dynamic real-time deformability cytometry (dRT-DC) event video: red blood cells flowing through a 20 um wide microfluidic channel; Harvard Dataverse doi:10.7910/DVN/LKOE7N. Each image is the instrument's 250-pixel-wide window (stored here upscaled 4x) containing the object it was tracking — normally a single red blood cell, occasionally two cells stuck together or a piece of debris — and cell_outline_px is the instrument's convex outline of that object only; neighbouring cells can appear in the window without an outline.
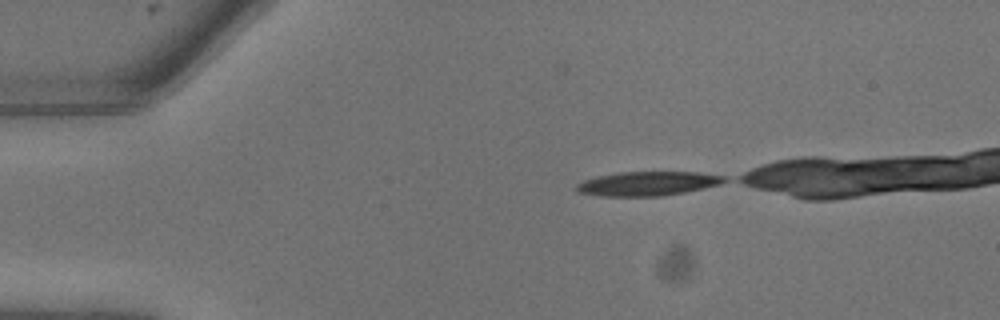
{"species": "common noctule bat (a hibernating species)", "species_latin": "Nyctalus noctula", "temperature_condition": "warm", "stored_images_in_passage": 9, "camera_frame_rate_fps": 3000, "um_per_image_px": 0.085, "animal": {"sex": "male", "body_mass_g": 13.3}, "frame": {"image": 1, "passage_image": 1, "time_ms": 0.0, "image_size_px": [1000, 320], "cell_outline_px": [[728, 180], [720, 184], [704, 188], [684, 192], [660, 196], [600, 196], [580, 192], [576, 188], [576, 184], [584, 180], [600, 176], [620, 172], [700, 172], [728, 176]], "centroid_in_image_um": [55.12, 15.6], "position_along_channel_um": 29.9, "area_um2": 20.75}}
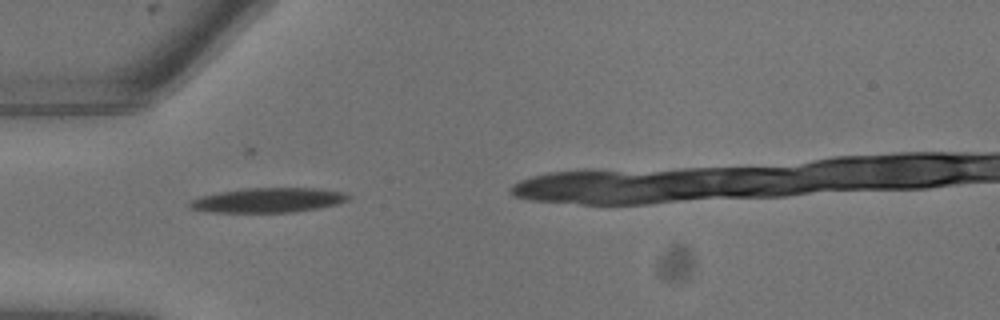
{"frame": {"image": 2, "passage_image": 4, "time_ms": 1.0, "image_size_px": [1000, 320], "cell_outline_px": [[352, 196], [348, 200], [336, 204], [296, 212], [204, 212], [188, 208], [188, 204], [192, 200], [200, 196], [220, 192], [244, 188], [316, 188], [344, 192]], "centroid_in_image_um": [22.77, 17.01], "position_along_channel_um": 62.2, "area_um2": 22.83}}
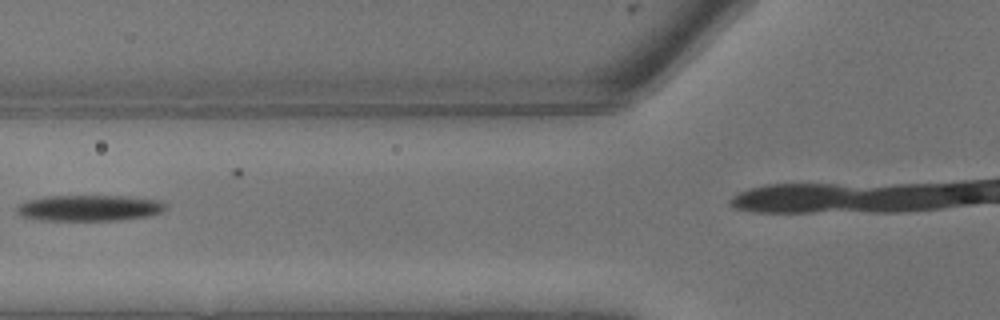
{"frame": {"image": 3, "passage_image": 6, "time_ms": 1.667, "image_size_px": [1000, 320], "cell_outline_px": [[168, 208], [160, 212], [148, 216], [120, 220], [44, 220], [20, 216], [16, 212], [16, 208], [24, 200], [44, 196], [124, 196], [160, 200], [168, 204]], "centroid_in_image_um": [7.59, 17.67], "position_along_channel_um": 118.2, "area_um2": 22.72}}